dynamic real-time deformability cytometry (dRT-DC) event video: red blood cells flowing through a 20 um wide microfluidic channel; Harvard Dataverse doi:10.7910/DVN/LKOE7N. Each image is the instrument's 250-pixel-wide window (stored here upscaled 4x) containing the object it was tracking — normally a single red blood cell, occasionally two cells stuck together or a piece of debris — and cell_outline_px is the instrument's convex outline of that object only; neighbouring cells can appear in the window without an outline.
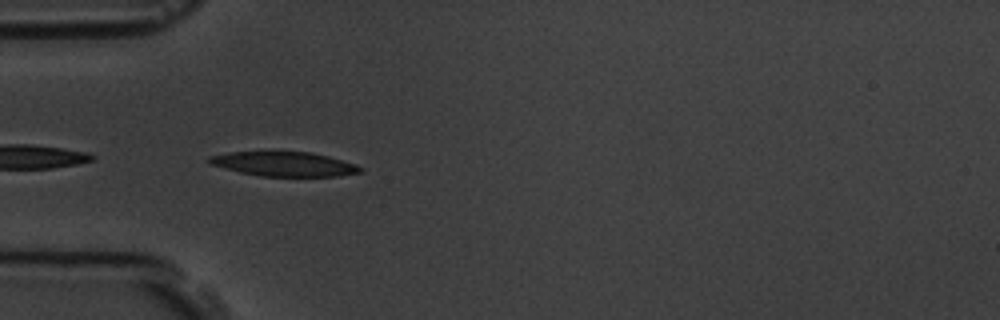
{"species": "common noctule bat (a hibernating species)", "species_latin": "Nyctalus noctula", "temperature_condition": "room temperature", "stored_images_in_passage": 6, "camera_frame_rate_fps": 3000, "um_per_image_px": 0.085, "animal": {"sex": "male", "body_mass_g": 19.5, "forearm_length_mm": 54.6}, "frame": {"image": 1, "passage_image": 5, "time_ms": 4.667, "image_size_px": [1000, 320], "cell_outline_px": [[364, 172], [340, 176], [260, 176], [240, 172], [208, 164], [208, 156], [228, 152], [276, 148], [312, 152], [328, 156], [356, 164], [364, 168]], "centroid_in_image_um": [24.11, 13.88], "position_along_channel_um": 60.9, "area_um2": 22.83}}
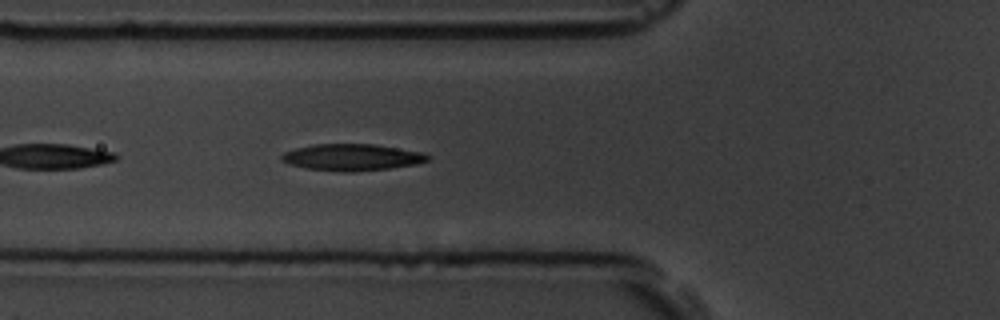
{"frame": {"image": 2, "passage_image": 6, "time_ms": 5.667, "image_size_px": [1000, 320], "cell_outline_px": [[432, 156], [428, 160], [416, 164], [388, 168], [352, 172], [344, 172], [304, 168], [280, 160], [280, 156], [284, 152], [296, 148], [312, 144], [376, 144], [424, 152]], "centroid_in_image_um": [29.94, 13.36], "position_along_channel_um": 95.9, "area_um2": 22.77}}